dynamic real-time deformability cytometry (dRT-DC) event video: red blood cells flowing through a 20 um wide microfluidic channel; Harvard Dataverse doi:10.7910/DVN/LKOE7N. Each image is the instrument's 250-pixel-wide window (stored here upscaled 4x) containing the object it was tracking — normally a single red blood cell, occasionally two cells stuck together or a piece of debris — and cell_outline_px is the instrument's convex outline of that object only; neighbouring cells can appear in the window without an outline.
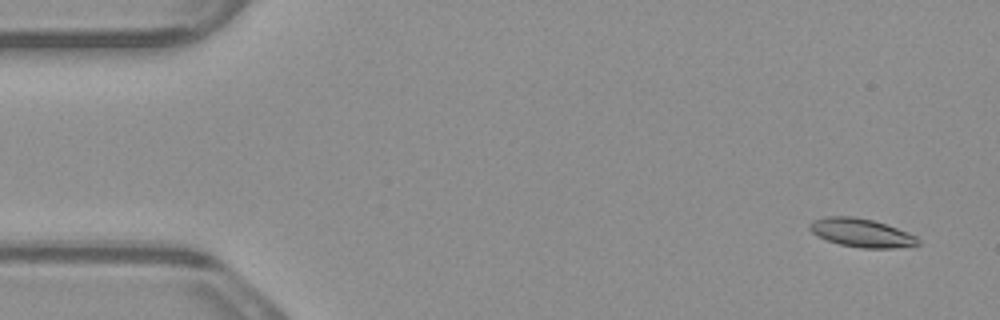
{"species": "common noctule bat (a hibernating species)", "species_latin": "Nyctalus noctula", "temperature_condition": "warm", "stored_images_in_passage": 4, "camera_frame_rate_fps": 3000, "um_per_image_px": 0.085, "animal": {"sex": "male", "body_mass_g": 23.1, "forearm_length_mm": 52.7}, "frame": {"image": 1, "passage_image": 1, "time_ms": 0.0, "image_size_px": [1000, 320], "cell_outline_px": [[920, 244], [896, 248], [860, 248], [840, 244], [816, 236], [808, 228], [808, 224], [812, 220], [824, 216], [852, 216], [872, 220], [908, 232], [916, 236], [920, 240]], "centroid_in_image_um": [73.18, 19.78], "position_along_channel_um": 11.8, "area_um2": 18.03}}
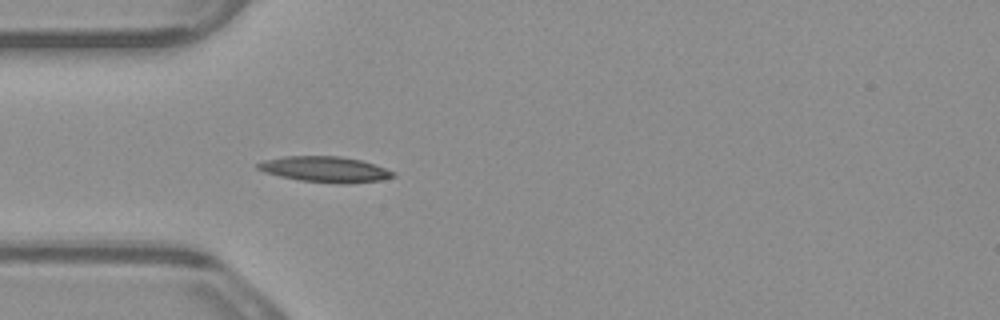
{"frame": {"image": 2, "passage_image": 4, "time_ms": 1.0, "image_size_px": [1000, 320], "cell_outline_px": [[396, 176], [380, 180], [348, 184], [340, 184], [300, 180], [280, 176], [264, 172], [256, 168], [256, 164], [264, 160], [284, 156], [340, 156], [360, 160], [396, 172]], "centroid_in_image_um": [27.62, 14.39], "position_along_channel_um": 57.4, "area_um2": 20.23}}